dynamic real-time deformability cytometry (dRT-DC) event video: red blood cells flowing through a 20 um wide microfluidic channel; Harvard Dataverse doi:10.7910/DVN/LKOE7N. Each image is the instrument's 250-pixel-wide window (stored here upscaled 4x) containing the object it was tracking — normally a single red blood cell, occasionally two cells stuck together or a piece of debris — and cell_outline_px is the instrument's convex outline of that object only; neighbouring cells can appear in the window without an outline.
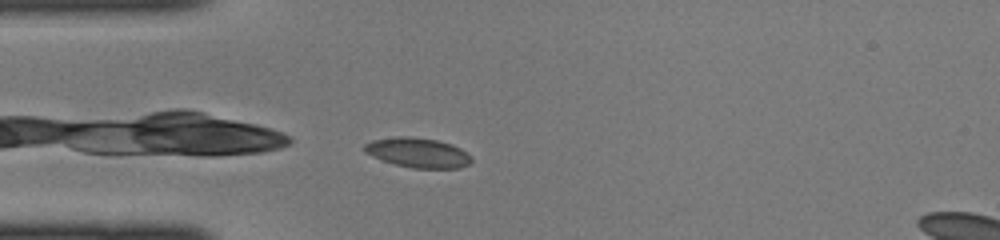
{"species": "common noctule bat (a hibernating species)", "species_latin": "Nyctalus noctula", "temperature_condition": "cold", "stored_images_in_passage": 31, "camera_frame_rate_fps": 3000, "um_per_image_px": 0.085, "animal": {"sex": "female", "body_mass_g": 22.0, "forearm_length_mm": 56.7}, "frame": {"image": 1, "passage_image": 1, "time_ms": 0.0, "image_size_px": [1000, 240], "cell_outline_px": [[472, 160], [468, 164], [460, 168], [412, 168], [396, 164], [372, 156], [364, 152], [364, 144], [372, 140], [396, 136], [408, 136], [436, 140], [452, 144], [460, 148], [472, 156]], "centroid_in_image_um": [35.53, 12.97], "position_along_channel_um": 49.5, "area_um2": 18.5}}
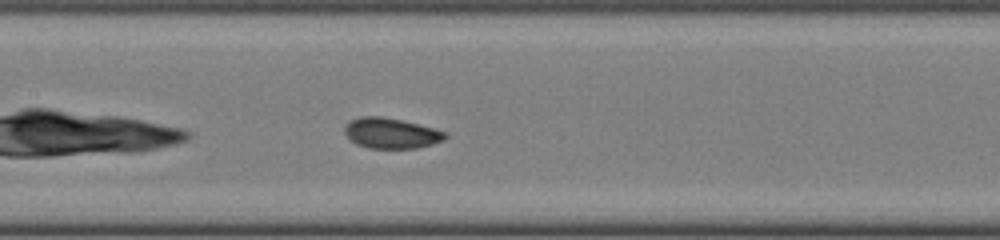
{"frame": {"image": 2, "passage_image": 10, "time_ms": 3.0, "image_size_px": [1000, 240], "cell_outline_px": [[448, 136], [444, 140], [432, 144], [416, 148], [368, 148], [356, 144], [344, 132], [344, 124], [348, 120], [360, 116], [380, 116], [400, 120], [448, 132]], "centroid_in_image_um": [33.22, 11.32], "position_along_channel_um": 174.2, "area_um2": 17.86}}
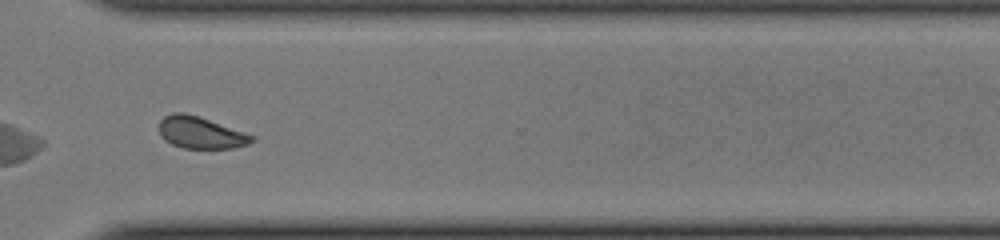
{"frame": {"image": 3, "passage_image": 22, "time_ms": 7.0, "image_size_px": [1000, 240], "cell_outline_px": [[252, 140], [248, 144], [232, 148], [184, 148], [172, 144], [164, 140], [160, 136], [160, 120], [164, 116], [172, 112], [184, 112], [208, 120], [252, 136]], "centroid_in_image_um": [16.95, 11.28], "position_along_channel_um": 353.6, "area_um2": 16.65}}